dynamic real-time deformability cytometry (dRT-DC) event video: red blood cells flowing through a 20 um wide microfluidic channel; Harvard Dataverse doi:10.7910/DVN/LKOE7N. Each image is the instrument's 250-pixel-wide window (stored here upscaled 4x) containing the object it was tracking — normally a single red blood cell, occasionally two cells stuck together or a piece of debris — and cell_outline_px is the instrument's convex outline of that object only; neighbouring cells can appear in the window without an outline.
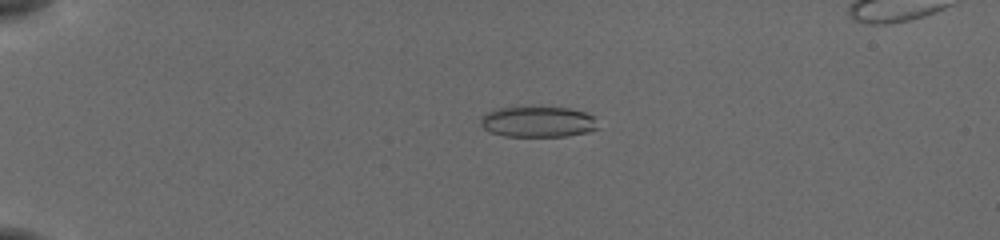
{"species": "common noctule bat (a hibernating species)", "species_latin": "Nyctalus noctula", "temperature_condition": "cold", "stored_images_in_passage": 30, "camera_frame_rate_fps": 3000, "um_per_image_px": 0.085, "animal": {"sex": "female", "body_mass_g": 19.5, "forearm_length_mm": 54.1}, "frame": {"image": 1, "passage_image": 9, "time_ms": 2.667, "image_size_px": [1000, 240], "cell_outline_px": [[600, 128], [588, 132], [568, 136], [504, 136], [492, 132], [484, 128], [480, 124], [480, 116], [488, 112], [500, 108], [568, 108], [584, 112], [596, 116]], "centroid_in_image_um": [45.78, 10.37], "position_along_channel_um": 39.2, "area_um2": 20.98}}
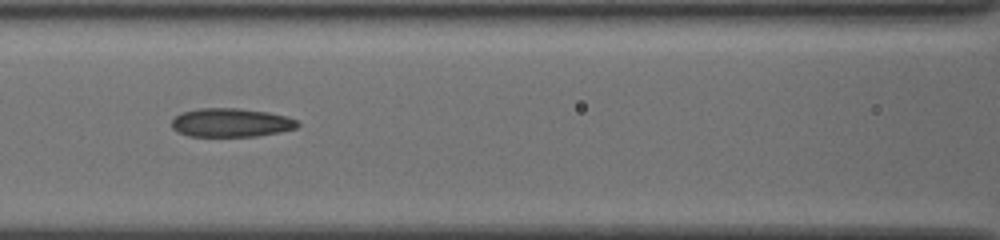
{"frame": {"image": 2, "passage_image": 21, "time_ms": 6.667, "image_size_px": [1000, 240], "cell_outline_px": [[300, 124], [296, 128], [280, 132], [256, 136], [188, 136], [176, 132], [172, 128], [172, 120], [180, 112], [200, 108], [240, 108], [268, 112], [288, 116], [296, 120]], "centroid_in_image_um": [19.63, 10.42], "position_along_channel_um": 147.0, "area_um2": 21.21}}
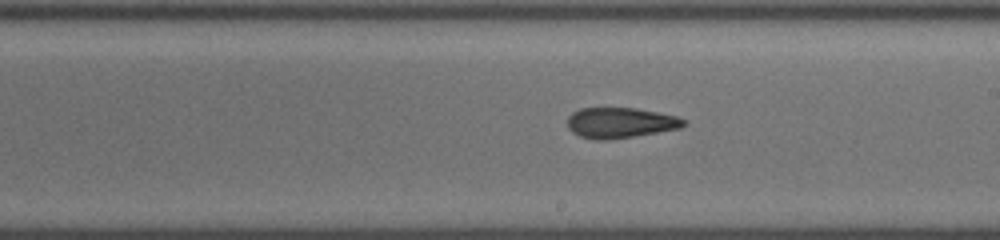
{"frame": {"image": 3, "passage_image": 28, "time_ms": 9.0, "image_size_px": [1000, 240], "cell_outline_px": [[688, 124], [680, 128], [632, 136], [604, 140], [596, 140], [580, 136], [572, 132], [568, 128], [568, 116], [572, 112], [580, 108], [636, 108], [676, 116], [688, 120]], "centroid_in_image_um": [52.73, 10.43], "position_along_channel_um": 236.3, "area_um2": 20.58}}